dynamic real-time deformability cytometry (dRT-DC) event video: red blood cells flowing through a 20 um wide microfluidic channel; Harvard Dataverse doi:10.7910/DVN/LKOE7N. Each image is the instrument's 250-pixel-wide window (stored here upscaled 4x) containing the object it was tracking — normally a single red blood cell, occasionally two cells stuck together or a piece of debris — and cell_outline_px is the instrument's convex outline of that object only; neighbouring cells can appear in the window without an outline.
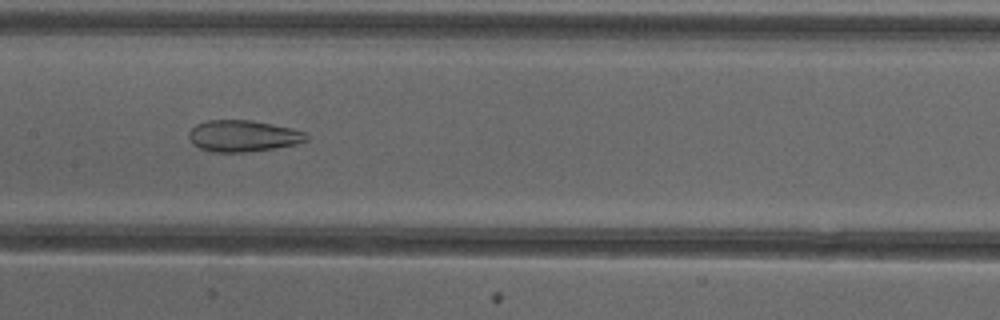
{"species": "common noctule bat (a hibernating species)", "species_latin": "Nyctalus noctula", "temperature_condition": "cold", "stored_images_in_passage": 38, "camera_frame_rate_fps": 3000, "um_per_image_px": 0.085, "animal": {"sex": "female"}, "frame": {"image": 1, "passage_image": 12, "time_ms": 3.667, "image_size_px": [1000, 320], "cell_outline_px": [[308, 140], [296, 144], [272, 148], [244, 152], [212, 152], [200, 148], [192, 144], [188, 136], [188, 132], [196, 124], [208, 120], [252, 120], [292, 128], [304, 132], [308, 136]], "centroid_in_image_um": [20.63, 11.55], "position_along_channel_um": 186.8, "area_um2": 21.5}, "authors_computed_cell_mechanics": {"area_um2": 24.9985, "velocity_mm_per_s": 4.0067, "shape_relaxation_time_tau1_ms": null, "shape_relaxation_time_tau2_ms": 2.8385, "deformation_change_tau1": null, "deformation_change_tau2": 0.1196}}